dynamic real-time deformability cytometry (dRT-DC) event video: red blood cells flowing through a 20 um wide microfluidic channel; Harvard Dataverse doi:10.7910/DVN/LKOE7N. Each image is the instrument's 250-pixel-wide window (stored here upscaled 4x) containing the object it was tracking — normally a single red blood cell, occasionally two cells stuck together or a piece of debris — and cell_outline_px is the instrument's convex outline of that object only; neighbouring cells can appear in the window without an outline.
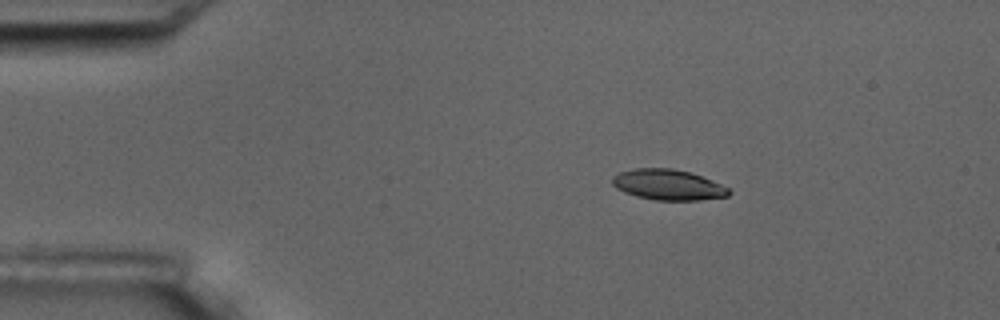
{"species": "common noctule bat (a hibernating species)", "species_latin": "Nyctalus noctula", "temperature_condition": "room temperature", "stored_images_in_passage": 3, "camera_frame_rate_fps": 3000, "um_per_image_px": 0.085, "animal": {"sex": "male", "body_mass_g": 17.5, "forearm_length_mm": 52.3}, "frame": {"image": 1, "passage_image": 1, "time_ms": 0.0, "image_size_px": [1000, 320], "cell_outline_px": [[732, 192], [728, 196], [700, 200], [656, 200], [636, 196], [624, 192], [616, 188], [612, 184], [612, 176], [620, 172], [632, 168], [672, 168], [688, 172], [712, 180], [728, 188]], "centroid_in_image_um": [56.76, 15.7], "position_along_channel_um": 28.2, "area_um2": 20.75}}